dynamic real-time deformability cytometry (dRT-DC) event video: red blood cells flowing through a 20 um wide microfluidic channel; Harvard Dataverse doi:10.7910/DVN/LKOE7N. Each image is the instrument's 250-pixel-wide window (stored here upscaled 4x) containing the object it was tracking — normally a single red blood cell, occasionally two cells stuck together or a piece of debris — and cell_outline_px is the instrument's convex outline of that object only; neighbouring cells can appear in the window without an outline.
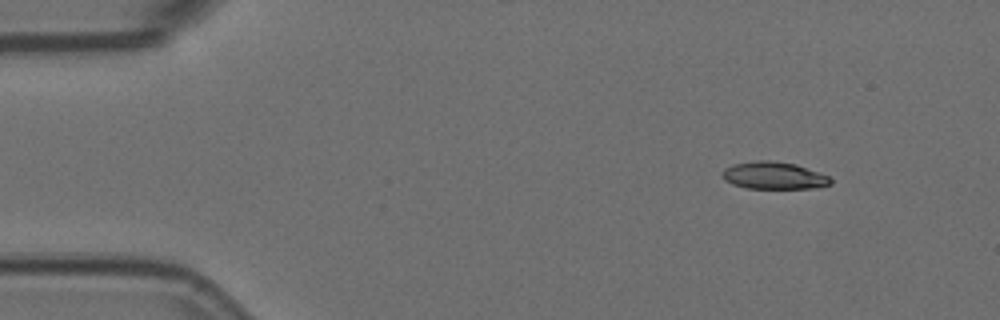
{"species": "Egyptian fruit bat (a non-hibernating species)", "species_latin": "Rousettus aegyptiacus", "temperature_condition": "room temperature", "stored_images_in_passage": 6, "camera_frame_rate_fps": 3000, "um_per_image_px": 0.085, "animal": {"sex": "female"}, "frame": {"image": 1, "passage_image": 1, "time_ms": 0.0, "image_size_px": [1000, 320], "cell_outline_px": [[832, 184], [816, 188], [748, 188], [732, 184], [724, 180], [720, 172], [724, 168], [732, 164], [756, 160], [772, 160], [796, 164], [828, 176], [832, 180]], "centroid_in_image_um": [65.74, 14.91], "position_along_channel_um": 19.3, "area_um2": 17.34}}
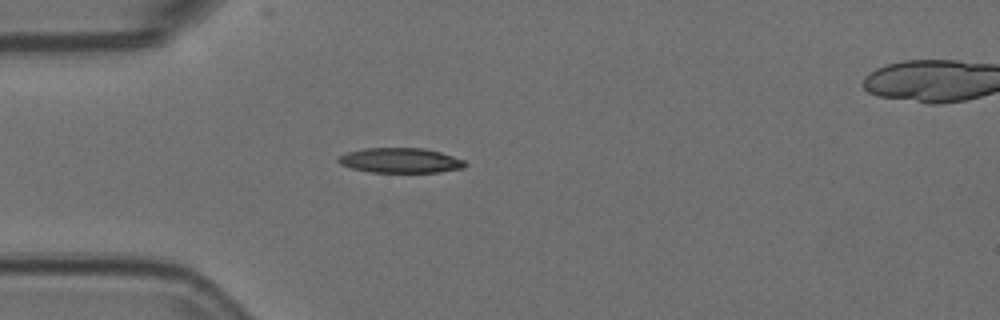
{"frame": {"image": 2, "passage_image": 3, "time_ms": 0.667, "image_size_px": [1000, 320], "cell_outline_px": [[468, 164], [464, 168], [440, 172], [372, 172], [352, 168], [340, 164], [336, 160], [340, 156], [348, 152], [364, 148], [424, 148], [440, 152], [464, 160]], "centroid_in_image_um": [34.05, 13.64], "position_along_channel_um": 50.9, "area_um2": 18.38}}